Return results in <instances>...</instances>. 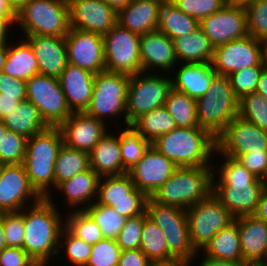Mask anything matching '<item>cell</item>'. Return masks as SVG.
I'll return each mask as SVG.
<instances>
[{
    "label": "cell",
    "instance_id": "1",
    "mask_svg": "<svg viewBox=\"0 0 267 266\" xmlns=\"http://www.w3.org/2000/svg\"><path fill=\"white\" fill-rule=\"evenodd\" d=\"M215 153L224 160L222 164L212 166V193L235 219L254 215L265 187V181L257 178L235 158L220 154L217 150Z\"/></svg>",
    "mask_w": 267,
    "mask_h": 266
},
{
    "label": "cell",
    "instance_id": "2",
    "mask_svg": "<svg viewBox=\"0 0 267 266\" xmlns=\"http://www.w3.org/2000/svg\"><path fill=\"white\" fill-rule=\"evenodd\" d=\"M54 203L51 194L20 211L24 217L23 249L39 266H47L51 259L57 258L59 238L65 226L64 214Z\"/></svg>",
    "mask_w": 267,
    "mask_h": 266
},
{
    "label": "cell",
    "instance_id": "3",
    "mask_svg": "<svg viewBox=\"0 0 267 266\" xmlns=\"http://www.w3.org/2000/svg\"><path fill=\"white\" fill-rule=\"evenodd\" d=\"M152 146L177 167L212 166L216 139L201 127H177L158 137Z\"/></svg>",
    "mask_w": 267,
    "mask_h": 266
},
{
    "label": "cell",
    "instance_id": "4",
    "mask_svg": "<svg viewBox=\"0 0 267 266\" xmlns=\"http://www.w3.org/2000/svg\"><path fill=\"white\" fill-rule=\"evenodd\" d=\"M63 144L59 127H48L27 139L23 165L31 186L42 198L54 189L55 162Z\"/></svg>",
    "mask_w": 267,
    "mask_h": 266
},
{
    "label": "cell",
    "instance_id": "5",
    "mask_svg": "<svg viewBox=\"0 0 267 266\" xmlns=\"http://www.w3.org/2000/svg\"><path fill=\"white\" fill-rule=\"evenodd\" d=\"M212 190V166L177 167L151 198L159 204L186 210L206 199Z\"/></svg>",
    "mask_w": 267,
    "mask_h": 266
},
{
    "label": "cell",
    "instance_id": "6",
    "mask_svg": "<svg viewBox=\"0 0 267 266\" xmlns=\"http://www.w3.org/2000/svg\"><path fill=\"white\" fill-rule=\"evenodd\" d=\"M199 127L215 139L238 116L239 98L231 88L228 76L216 75L205 95L196 100Z\"/></svg>",
    "mask_w": 267,
    "mask_h": 266
},
{
    "label": "cell",
    "instance_id": "7",
    "mask_svg": "<svg viewBox=\"0 0 267 266\" xmlns=\"http://www.w3.org/2000/svg\"><path fill=\"white\" fill-rule=\"evenodd\" d=\"M15 24L25 36L65 37L71 28L68 3L65 0H28L16 11Z\"/></svg>",
    "mask_w": 267,
    "mask_h": 266
},
{
    "label": "cell",
    "instance_id": "8",
    "mask_svg": "<svg viewBox=\"0 0 267 266\" xmlns=\"http://www.w3.org/2000/svg\"><path fill=\"white\" fill-rule=\"evenodd\" d=\"M146 212L148 217L164 232L168 252L177 261L193 263L194 259L200 257L190 242L186 210L159 204L149 197Z\"/></svg>",
    "mask_w": 267,
    "mask_h": 266
},
{
    "label": "cell",
    "instance_id": "9",
    "mask_svg": "<svg viewBox=\"0 0 267 266\" xmlns=\"http://www.w3.org/2000/svg\"><path fill=\"white\" fill-rule=\"evenodd\" d=\"M129 81L130 75L124 73L103 71L95 74L91 102L85 112L103 122L106 117L121 118L124 115L122 120L127 124Z\"/></svg>",
    "mask_w": 267,
    "mask_h": 266
},
{
    "label": "cell",
    "instance_id": "10",
    "mask_svg": "<svg viewBox=\"0 0 267 266\" xmlns=\"http://www.w3.org/2000/svg\"><path fill=\"white\" fill-rule=\"evenodd\" d=\"M166 74L140 72L130 75L127 94V125L138 117L164 106L172 80Z\"/></svg>",
    "mask_w": 267,
    "mask_h": 266
},
{
    "label": "cell",
    "instance_id": "11",
    "mask_svg": "<svg viewBox=\"0 0 267 266\" xmlns=\"http://www.w3.org/2000/svg\"><path fill=\"white\" fill-rule=\"evenodd\" d=\"M186 215L190 242L197 253L204 249L217 232L235 220L213 193L187 208Z\"/></svg>",
    "mask_w": 267,
    "mask_h": 266
},
{
    "label": "cell",
    "instance_id": "12",
    "mask_svg": "<svg viewBox=\"0 0 267 266\" xmlns=\"http://www.w3.org/2000/svg\"><path fill=\"white\" fill-rule=\"evenodd\" d=\"M148 196L137 189L128 173L103 176L98 182L96 202L126 218L144 214Z\"/></svg>",
    "mask_w": 267,
    "mask_h": 266
},
{
    "label": "cell",
    "instance_id": "13",
    "mask_svg": "<svg viewBox=\"0 0 267 266\" xmlns=\"http://www.w3.org/2000/svg\"><path fill=\"white\" fill-rule=\"evenodd\" d=\"M26 99L39 110L49 127H59L73 113L55 77L38 73L27 80Z\"/></svg>",
    "mask_w": 267,
    "mask_h": 266
},
{
    "label": "cell",
    "instance_id": "14",
    "mask_svg": "<svg viewBox=\"0 0 267 266\" xmlns=\"http://www.w3.org/2000/svg\"><path fill=\"white\" fill-rule=\"evenodd\" d=\"M103 38L105 71L128 75L142 72L140 35L116 23Z\"/></svg>",
    "mask_w": 267,
    "mask_h": 266
},
{
    "label": "cell",
    "instance_id": "15",
    "mask_svg": "<svg viewBox=\"0 0 267 266\" xmlns=\"http://www.w3.org/2000/svg\"><path fill=\"white\" fill-rule=\"evenodd\" d=\"M266 53L265 43L247 35L215 47L211 65L217 75L229 76L246 67L265 66Z\"/></svg>",
    "mask_w": 267,
    "mask_h": 266
},
{
    "label": "cell",
    "instance_id": "16",
    "mask_svg": "<svg viewBox=\"0 0 267 266\" xmlns=\"http://www.w3.org/2000/svg\"><path fill=\"white\" fill-rule=\"evenodd\" d=\"M216 150L231 158L239 154L267 152V130L236 116L216 138Z\"/></svg>",
    "mask_w": 267,
    "mask_h": 266
},
{
    "label": "cell",
    "instance_id": "17",
    "mask_svg": "<svg viewBox=\"0 0 267 266\" xmlns=\"http://www.w3.org/2000/svg\"><path fill=\"white\" fill-rule=\"evenodd\" d=\"M31 199L36 204L42 197L31 186L24 165H0V213L20 212L32 206Z\"/></svg>",
    "mask_w": 267,
    "mask_h": 266
},
{
    "label": "cell",
    "instance_id": "18",
    "mask_svg": "<svg viewBox=\"0 0 267 266\" xmlns=\"http://www.w3.org/2000/svg\"><path fill=\"white\" fill-rule=\"evenodd\" d=\"M68 63L94 74L105 71L104 38L102 35L70 28L65 36Z\"/></svg>",
    "mask_w": 267,
    "mask_h": 266
},
{
    "label": "cell",
    "instance_id": "19",
    "mask_svg": "<svg viewBox=\"0 0 267 266\" xmlns=\"http://www.w3.org/2000/svg\"><path fill=\"white\" fill-rule=\"evenodd\" d=\"M200 28L214 47L248 35L244 6L230 3L200 21Z\"/></svg>",
    "mask_w": 267,
    "mask_h": 266
},
{
    "label": "cell",
    "instance_id": "20",
    "mask_svg": "<svg viewBox=\"0 0 267 266\" xmlns=\"http://www.w3.org/2000/svg\"><path fill=\"white\" fill-rule=\"evenodd\" d=\"M177 166L151 146L144 158L128 171L137 189L152 197L172 176Z\"/></svg>",
    "mask_w": 267,
    "mask_h": 266
},
{
    "label": "cell",
    "instance_id": "21",
    "mask_svg": "<svg viewBox=\"0 0 267 266\" xmlns=\"http://www.w3.org/2000/svg\"><path fill=\"white\" fill-rule=\"evenodd\" d=\"M68 6L71 28L104 36L117 23V13L103 0H71Z\"/></svg>",
    "mask_w": 267,
    "mask_h": 266
},
{
    "label": "cell",
    "instance_id": "22",
    "mask_svg": "<svg viewBox=\"0 0 267 266\" xmlns=\"http://www.w3.org/2000/svg\"><path fill=\"white\" fill-rule=\"evenodd\" d=\"M106 126L105 122L97 120L83 111L73 112L59 126V129L65 145L90 153L94 146L108 133L109 128Z\"/></svg>",
    "mask_w": 267,
    "mask_h": 266
},
{
    "label": "cell",
    "instance_id": "23",
    "mask_svg": "<svg viewBox=\"0 0 267 266\" xmlns=\"http://www.w3.org/2000/svg\"><path fill=\"white\" fill-rule=\"evenodd\" d=\"M140 59L142 72L148 73H152V69H156L157 73L158 70L171 73L178 62L173 40L158 29L140 35Z\"/></svg>",
    "mask_w": 267,
    "mask_h": 266
},
{
    "label": "cell",
    "instance_id": "24",
    "mask_svg": "<svg viewBox=\"0 0 267 266\" xmlns=\"http://www.w3.org/2000/svg\"><path fill=\"white\" fill-rule=\"evenodd\" d=\"M25 40L33 49L39 74L58 78L68 63L65 37L31 35Z\"/></svg>",
    "mask_w": 267,
    "mask_h": 266
},
{
    "label": "cell",
    "instance_id": "25",
    "mask_svg": "<svg viewBox=\"0 0 267 266\" xmlns=\"http://www.w3.org/2000/svg\"><path fill=\"white\" fill-rule=\"evenodd\" d=\"M94 79V73L67 63L58 81L72 112H83L89 107Z\"/></svg>",
    "mask_w": 267,
    "mask_h": 266
},
{
    "label": "cell",
    "instance_id": "26",
    "mask_svg": "<svg viewBox=\"0 0 267 266\" xmlns=\"http://www.w3.org/2000/svg\"><path fill=\"white\" fill-rule=\"evenodd\" d=\"M238 231L243 260L252 266L267 261V223L255 215L242 216Z\"/></svg>",
    "mask_w": 267,
    "mask_h": 266
},
{
    "label": "cell",
    "instance_id": "27",
    "mask_svg": "<svg viewBox=\"0 0 267 266\" xmlns=\"http://www.w3.org/2000/svg\"><path fill=\"white\" fill-rule=\"evenodd\" d=\"M172 80V87L197 100L208 91L217 75L211 63H181Z\"/></svg>",
    "mask_w": 267,
    "mask_h": 266
},
{
    "label": "cell",
    "instance_id": "28",
    "mask_svg": "<svg viewBox=\"0 0 267 266\" xmlns=\"http://www.w3.org/2000/svg\"><path fill=\"white\" fill-rule=\"evenodd\" d=\"M157 0H131V2L117 13V23L138 35L158 29Z\"/></svg>",
    "mask_w": 267,
    "mask_h": 266
},
{
    "label": "cell",
    "instance_id": "29",
    "mask_svg": "<svg viewBox=\"0 0 267 266\" xmlns=\"http://www.w3.org/2000/svg\"><path fill=\"white\" fill-rule=\"evenodd\" d=\"M99 179L100 176L90 168L64 181L55 190L66 196L65 204L69 207L85 210L96 201Z\"/></svg>",
    "mask_w": 267,
    "mask_h": 266
},
{
    "label": "cell",
    "instance_id": "30",
    "mask_svg": "<svg viewBox=\"0 0 267 266\" xmlns=\"http://www.w3.org/2000/svg\"><path fill=\"white\" fill-rule=\"evenodd\" d=\"M90 168L100 177L128 173L123 167L119 135L108 132L89 153Z\"/></svg>",
    "mask_w": 267,
    "mask_h": 266
},
{
    "label": "cell",
    "instance_id": "31",
    "mask_svg": "<svg viewBox=\"0 0 267 266\" xmlns=\"http://www.w3.org/2000/svg\"><path fill=\"white\" fill-rule=\"evenodd\" d=\"M158 30L171 40L195 32L200 21L177 9L171 0L158 5Z\"/></svg>",
    "mask_w": 267,
    "mask_h": 266
},
{
    "label": "cell",
    "instance_id": "32",
    "mask_svg": "<svg viewBox=\"0 0 267 266\" xmlns=\"http://www.w3.org/2000/svg\"><path fill=\"white\" fill-rule=\"evenodd\" d=\"M180 63H211L215 47L201 28L188 35L173 39Z\"/></svg>",
    "mask_w": 267,
    "mask_h": 266
},
{
    "label": "cell",
    "instance_id": "33",
    "mask_svg": "<svg viewBox=\"0 0 267 266\" xmlns=\"http://www.w3.org/2000/svg\"><path fill=\"white\" fill-rule=\"evenodd\" d=\"M198 253L219 260L244 261L240 248L238 218L217 232Z\"/></svg>",
    "mask_w": 267,
    "mask_h": 266
},
{
    "label": "cell",
    "instance_id": "34",
    "mask_svg": "<svg viewBox=\"0 0 267 266\" xmlns=\"http://www.w3.org/2000/svg\"><path fill=\"white\" fill-rule=\"evenodd\" d=\"M16 44V45H15ZM8 45L7 58L2 72L16 79L27 81L39 73L38 62L31 45L25 41H16Z\"/></svg>",
    "mask_w": 267,
    "mask_h": 266
},
{
    "label": "cell",
    "instance_id": "35",
    "mask_svg": "<svg viewBox=\"0 0 267 266\" xmlns=\"http://www.w3.org/2000/svg\"><path fill=\"white\" fill-rule=\"evenodd\" d=\"M8 130L31 138L49 126L41 117L39 110L29 101H21L15 110L1 120Z\"/></svg>",
    "mask_w": 267,
    "mask_h": 266
},
{
    "label": "cell",
    "instance_id": "36",
    "mask_svg": "<svg viewBox=\"0 0 267 266\" xmlns=\"http://www.w3.org/2000/svg\"><path fill=\"white\" fill-rule=\"evenodd\" d=\"M140 250L153 264H171L177 260L168 252L164 232L148 216L144 220Z\"/></svg>",
    "mask_w": 267,
    "mask_h": 266
},
{
    "label": "cell",
    "instance_id": "37",
    "mask_svg": "<svg viewBox=\"0 0 267 266\" xmlns=\"http://www.w3.org/2000/svg\"><path fill=\"white\" fill-rule=\"evenodd\" d=\"M88 169H90L89 153L68 147L63 143L55 162L54 189L64 181Z\"/></svg>",
    "mask_w": 267,
    "mask_h": 266
},
{
    "label": "cell",
    "instance_id": "38",
    "mask_svg": "<svg viewBox=\"0 0 267 266\" xmlns=\"http://www.w3.org/2000/svg\"><path fill=\"white\" fill-rule=\"evenodd\" d=\"M131 125L150 143L177 128L165 106L142 114Z\"/></svg>",
    "mask_w": 267,
    "mask_h": 266
},
{
    "label": "cell",
    "instance_id": "39",
    "mask_svg": "<svg viewBox=\"0 0 267 266\" xmlns=\"http://www.w3.org/2000/svg\"><path fill=\"white\" fill-rule=\"evenodd\" d=\"M164 106L176 122L177 127H199L196 100L187 94L172 87L168 92Z\"/></svg>",
    "mask_w": 267,
    "mask_h": 266
},
{
    "label": "cell",
    "instance_id": "40",
    "mask_svg": "<svg viewBox=\"0 0 267 266\" xmlns=\"http://www.w3.org/2000/svg\"><path fill=\"white\" fill-rule=\"evenodd\" d=\"M119 133V144L121 149V158L123 161V167L128 172L132 169L139 160H142L152 146L148 140L141 136V134L131 125Z\"/></svg>",
    "mask_w": 267,
    "mask_h": 266
},
{
    "label": "cell",
    "instance_id": "41",
    "mask_svg": "<svg viewBox=\"0 0 267 266\" xmlns=\"http://www.w3.org/2000/svg\"><path fill=\"white\" fill-rule=\"evenodd\" d=\"M65 216V227L78 238L94 245L104 238L101 228L85 210H71Z\"/></svg>",
    "mask_w": 267,
    "mask_h": 266
},
{
    "label": "cell",
    "instance_id": "42",
    "mask_svg": "<svg viewBox=\"0 0 267 266\" xmlns=\"http://www.w3.org/2000/svg\"><path fill=\"white\" fill-rule=\"evenodd\" d=\"M85 211L101 228L104 238L108 239L116 240L127 219L115 212L112 207L104 206L96 201L89 205Z\"/></svg>",
    "mask_w": 267,
    "mask_h": 266
},
{
    "label": "cell",
    "instance_id": "43",
    "mask_svg": "<svg viewBox=\"0 0 267 266\" xmlns=\"http://www.w3.org/2000/svg\"><path fill=\"white\" fill-rule=\"evenodd\" d=\"M91 250V244L73 235L65 226L63 227L59 238L57 257L63 251L66 260L72 263L73 266H86L91 255Z\"/></svg>",
    "mask_w": 267,
    "mask_h": 266
},
{
    "label": "cell",
    "instance_id": "44",
    "mask_svg": "<svg viewBox=\"0 0 267 266\" xmlns=\"http://www.w3.org/2000/svg\"><path fill=\"white\" fill-rule=\"evenodd\" d=\"M238 116L267 130V98L255 92L244 95L239 99Z\"/></svg>",
    "mask_w": 267,
    "mask_h": 266
},
{
    "label": "cell",
    "instance_id": "45",
    "mask_svg": "<svg viewBox=\"0 0 267 266\" xmlns=\"http://www.w3.org/2000/svg\"><path fill=\"white\" fill-rule=\"evenodd\" d=\"M248 35L267 45V0H255L244 6Z\"/></svg>",
    "mask_w": 267,
    "mask_h": 266
},
{
    "label": "cell",
    "instance_id": "46",
    "mask_svg": "<svg viewBox=\"0 0 267 266\" xmlns=\"http://www.w3.org/2000/svg\"><path fill=\"white\" fill-rule=\"evenodd\" d=\"M27 138L11 130L0 139V165L23 164Z\"/></svg>",
    "mask_w": 267,
    "mask_h": 266
},
{
    "label": "cell",
    "instance_id": "47",
    "mask_svg": "<svg viewBox=\"0 0 267 266\" xmlns=\"http://www.w3.org/2000/svg\"><path fill=\"white\" fill-rule=\"evenodd\" d=\"M121 251L115 239L103 238L92 245L86 266H118Z\"/></svg>",
    "mask_w": 267,
    "mask_h": 266
},
{
    "label": "cell",
    "instance_id": "48",
    "mask_svg": "<svg viewBox=\"0 0 267 266\" xmlns=\"http://www.w3.org/2000/svg\"><path fill=\"white\" fill-rule=\"evenodd\" d=\"M265 66H252L233 72L228 77L231 88L240 99L246 94L254 93L259 82L260 74Z\"/></svg>",
    "mask_w": 267,
    "mask_h": 266
},
{
    "label": "cell",
    "instance_id": "49",
    "mask_svg": "<svg viewBox=\"0 0 267 266\" xmlns=\"http://www.w3.org/2000/svg\"><path fill=\"white\" fill-rule=\"evenodd\" d=\"M147 212L126 219L116 241L121 250L140 249L141 231Z\"/></svg>",
    "mask_w": 267,
    "mask_h": 266
},
{
    "label": "cell",
    "instance_id": "50",
    "mask_svg": "<svg viewBox=\"0 0 267 266\" xmlns=\"http://www.w3.org/2000/svg\"><path fill=\"white\" fill-rule=\"evenodd\" d=\"M185 14L201 21L221 10L226 4L222 0H171Z\"/></svg>",
    "mask_w": 267,
    "mask_h": 266
},
{
    "label": "cell",
    "instance_id": "51",
    "mask_svg": "<svg viewBox=\"0 0 267 266\" xmlns=\"http://www.w3.org/2000/svg\"><path fill=\"white\" fill-rule=\"evenodd\" d=\"M3 227L7 247H20L23 249V215L20 212L3 213Z\"/></svg>",
    "mask_w": 267,
    "mask_h": 266
},
{
    "label": "cell",
    "instance_id": "52",
    "mask_svg": "<svg viewBox=\"0 0 267 266\" xmlns=\"http://www.w3.org/2000/svg\"><path fill=\"white\" fill-rule=\"evenodd\" d=\"M235 159L257 178H267V152L239 154Z\"/></svg>",
    "mask_w": 267,
    "mask_h": 266
},
{
    "label": "cell",
    "instance_id": "53",
    "mask_svg": "<svg viewBox=\"0 0 267 266\" xmlns=\"http://www.w3.org/2000/svg\"><path fill=\"white\" fill-rule=\"evenodd\" d=\"M0 266H39L20 247H6L0 251Z\"/></svg>",
    "mask_w": 267,
    "mask_h": 266
},
{
    "label": "cell",
    "instance_id": "54",
    "mask_svg": "<svg viewBox=\"0 0 267 266\" xmlns=\"http://www.w3.org/2000/svg\"><path fill=\"white\" fill-rule=\"evenodd\" d=\"M0 94L2 97H14L20 102L26 100V81L0 72Z\"/></svg>",
    "mask_w": 267,
    "mask_h": 266
},
{
    "label": "cell",
    "instance_id": "55",
    "mask_svg": "<svg viewBox=\"0 0 267 266\" xmlns=\"http://www.w3.org/2000/svg\"><path fill=\"white\" fill-rule=\"evenodd\" d=\"M140 249L122 250L118 266H153Z\"/></svg>",
    "mask_w": 267,
    "mask_h": 266
},
{
    "label": "cell",
    "instance_id": "56",
    "mask_svg": "<svg viewBox=\"0 0 267 266\" xmlns=\"http://www.w3.org/2000/svg\"><path fill=\"white\" fill-rule=\"evenodd\" d=\"M203 259L199 262V266H252L250 263L245 261H227L219 260L204 255Z\"/></svg>",
    "mask_w": 267,
    "mask_h": 266
},
{
    "label": "cell",
    "instance_id": "57",
    "mask_svg": "<svg viewBox=\"0 0 267 266\" xmlns=\"http://www.w3.org/2000/svg\"><path fill=\"white\" fill-rule=\"evenodd\" d=\"M19 103L20 101L14 97L0 96V120L15 110Z\"/></svg>",
    "mask_w": 267,
    "mask_h": 266
},
{
    "label": "cell",
    "instance_id": "58",
    "mask_svg": "<svg viewBox=\"0 0 267 266\" xmlns=\"http://www.w3.org/2000/svg\"><path fill=\"white\" fill-rule=\"evenodd\" d=\"M258 219L263 220L267 223V187L265 186L260 201L258 203L257 210L254 214Z\"/></svg>",
    "mask_w": 267,
    "mask_h": 266
},
{
    "label": "cell",
    "instance_id": "59",
    "mask_svg": "<svg viewBox=\"0 0 267 266\" xmlns=\"http://www.w3.org/2000/svg\"><path fill=\"white\" fill-rule=\"evenodd\" d=\"M16 19H0V44H9L11 41L7 40L10 27L15 25ZM9 42V43H8Z\"/></svg>",
    "mask_w": 267,
    "mask_h": 266
},
{
    "label": "cell",
    "instance_id": "60",
    "mask_svg": "<svg viewBox=\"0 0 267 266\" xmlns=\"http://www.w3.org/2000/svg\"><path fill=\"white\" fill-rule=\"evenodd\" d=\"M0 19H16V11L7 0H0Z\"/></svg>",
    "mask_w": 267,
    "mask_h": 266
},
{
    "label": "cell",
    "instance_id": "61",
    "mask_svg": "<svg viewBox=\"0 0 267 266\" xmlns=\"http://www.w3.org/2000/svg\"><path fill=\"white\" fill-rule=\"evenodd\" d=\"M255 93L260 94L267 98V68L264 67L260 77H259V82L257 84V88L255 90Z\"/></svg>",
    "mask_w": 267,
    "mask_h": 266
},
{
    "label": "cell",
    "instance_id": "62",
    "mask_svg": "<svg viewBox=\"0 0 267 266\" xmlns=\"http://www.w3.org/2000/svg\"><path fill=\"white\" fill-rule=\"evenodd\" d=\"M107 5H109L116 13L124 9L131 0H103Z\"/></svg>",
    "mask_w": 267,
    "mask_h": 266
},
{
    "label": "cell",
    "instance_id": "63",
    "mask_svg": "<svg viewBox=\"0 0 267 266\" xmlns=\"http://www.w3.org/2000/svg\"><path fill=\"white\" fill-rule=\"evenodd\" d=\"M9 44H0V72L3 70L5 60L7 58Z\"/></svg>",
    "mask_w": 267,
    "mask_h": 266
},
{
    "label": "cell",
    "instance_id": "64",
    "mask_svg": "<svg viewBox=\"0 0 267 266\" xmlns=\"http://www.w3.org/2000/svg\"><path fill=\"white\" fill-rule=\"evenodd\" d=\"M6 247L7 243L4 235L3 213H0V251Z\"/></svg>",
    "mask_w": 267,
    "mask_h": 266
},
{
    "label": "cell",
    "instance_id": "65",
    "mask_svg": "<svg viewBox=\"0 0 267 266\" xmlns=\"http://www.w3.org/2000/svg\"><path fill=\"white\" fill-rule=\"evenodd\" d=\"M11 7L17 11L23 4H25L28 0H7Z\"/></svg>",
    "mask_w": 267,
    "mask_h": 266
},
{
    "label": "cell",
    "instance_id": "66",
    "mask_svg": "<svg viewBox=\"0 0 267 266\" xmlns=\"http://www.w3.org/2000/svg\"><path fill=\"white\" fill-rule=\"evenodd\" d=\"M190 261H177L171 264H154L153 266H193Z\"/></svg>",
    "mask_w": 267,
    "mask_h": 266
},
{
    "label": "cell",
    "instance_id": "67",
    "mask_svg": "<svg viewBox=\"0 0 267 266\" xmlns=\"http://www.w3.org/2000/svg\"><path fill=\"white\" fill-rule=\"evenodd\" d=\"M252 1H255V0H232V3L245 6L246 4Z\"/></svg>",
    "mask_w": 267,
    "mask_h": 266
},
{
    "label": "cell",
    "instance_id": "68",
    "mask_svg": "<svg viewBox=\"0 0 267 266\" xmlns=\"http://www.w3.org/2000/svg\"><path fill=\"white\" fill-rule=\"evenodd\" d=\"M6 131H7V127L0 120V139H1V137H3V135L5 134Z\"/></svg>",
    "mask_w": 267,
    "mask_h": 266
},
{
    "label": "cell",
    "instance_id": "69",
    "mask_svg": "<svg viewBox=\"0 0 267 266\" xmlns=\"http://www.w3.org/2000/svg\"><path fill=\"white\" fill-rule=\"evenodd\" d=\"M254 266H267V261L258 263V264L254 265Z\"/></svg>",
    "mask_w": 267,
    "mask_h": 266
},
{
    "label": "cell",
    "instance_id": "70",
    "mask_svg": "<svg viewBox=\"0 0 267 266\" xmlns=\"http://www.w3.org/2000/svg\"><path fill=\"white\" fill-rule=\"evenodd\" d=\"M264 65L267 68V53H266L265 58H264Z\"/></svg>",
    "mask_w": 267,
    "mask_h": 266
},
{
    "label": "cell",
    "instance_id": "71",
    "mask_svg": "<svg viewBox=\"0 0 267 266\" xmlns=\"http://www.w3.org/2000/svg\"><path fill=\"white\" fill-rule=\"evenodd\" d=\"M226 5L232 3V0H222Z\"/></svg>",
    "mask_w": 267,
    "mask_h": 266
},
{
    "label": "cell",
    "instance_id": "72",
    "mask_svg": "<svg viewBox=\"0 0 267 266\" xmlns=\"http://www.w3.org/2000/svg\"><path fill=\"white\" fill-rule=\"evenodd\" d=\"M264 181H265V186L267 187V178Z\"/></svg>",
    "mask_w": 267,
    "mask_h": 266
}]
</instances>
